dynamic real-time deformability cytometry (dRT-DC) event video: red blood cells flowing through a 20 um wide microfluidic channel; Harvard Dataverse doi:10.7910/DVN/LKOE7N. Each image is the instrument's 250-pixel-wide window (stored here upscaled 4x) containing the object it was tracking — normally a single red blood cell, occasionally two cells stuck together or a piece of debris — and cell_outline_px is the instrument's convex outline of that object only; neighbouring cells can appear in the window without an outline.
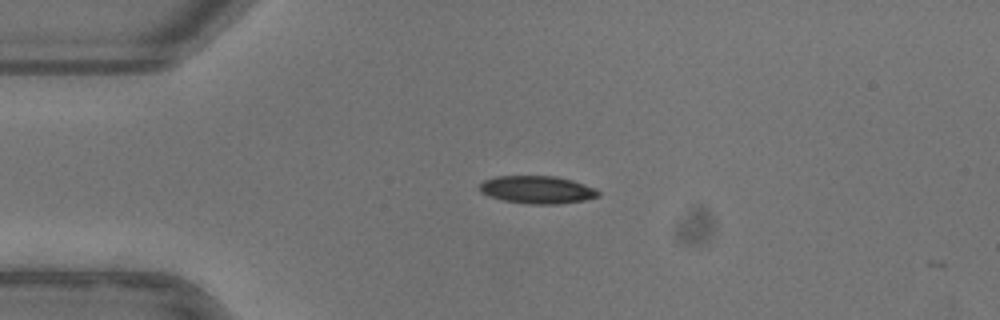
{"species": "common noctule bat (a hibernating species)", "species_latin": "Nyctalus noctula", "temperature_condition": "warm", "stored_images_in_passage": 31, "camera_frame_rate_fps": 3000, "um_per_image_px": 0.085, "animal": {"sex": "female"}, "frame": {"image": 1, "passage_image": 1, "time_ms": 0.0, "image_size_px": [1000, 320], "cell_outline_px": [[600, 196], [584, 200], [560, 204], [528, 204], [504, 200], [488, 196], [480, 192], [480, 184], [484, 180], [496, 176], [556, 176], [572, 180], [584, 184], [600, 192]], "centroid_in_image_um": [45.65, 16.13], "position_along_channel_um": 39.4, "area_um2": 19.13}}
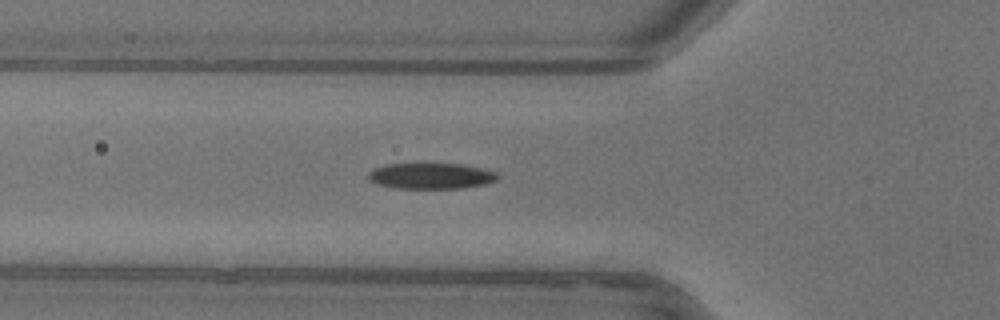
{"frame": {"image": 2, "passage_image": 7, "time_ms": 2.0, "image_size_px": [1000, 320], "cell_outline_px": [[496, 180], [484, 184], [460, 188], [396, 188], [376, 184], [368, 180], [368, 172], [372, 168], [384, 164], [464, 164], [496, 172]], "centroid_in_image_um": [36.55, 14.95], "position_along_channel_um": 89.3, "area_um2": 19.42}}
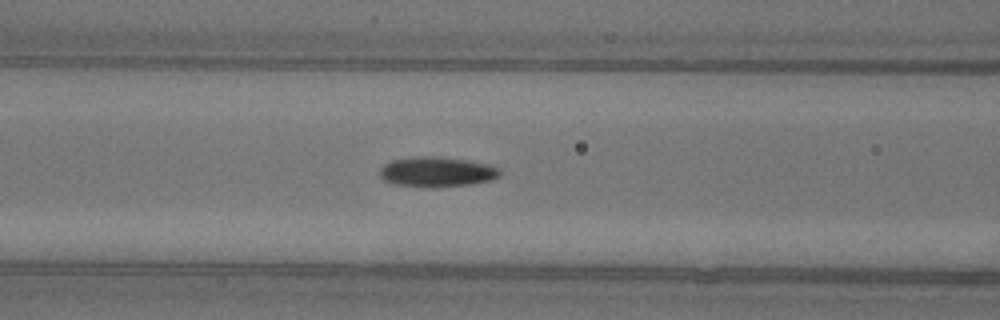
{"frame": {"image": 3, "passage_image": 10, "time_ms": 3.0, "image_size_px": [1000, 320], "cell_outline_px": [[500, 176], [492, 180], [472, 184], [436, 188], [420, 188], [396, 184], [384, 180], [380, 176], [380, 168], [384, 164], [392, 160], [416, 156], [432, 156], [464, 160], [488, 164], [500, 168]], "centroid_in_image_um": [37.13, 14.63], "position_along_channel_um": 129.5, "area_um2": 21.27}, "authors_computed_cell_mechanics": {"area_um2": 19.941, "velocity_mm_per_s": 3.9524, "shape_relaxation_time_tau1_ms": 3.4101, "shape_relaxation_time_tau2_ms": 2.3478, "deformation_change_tau1": 0.174, "deformation_change_tau2": 0.0802}}